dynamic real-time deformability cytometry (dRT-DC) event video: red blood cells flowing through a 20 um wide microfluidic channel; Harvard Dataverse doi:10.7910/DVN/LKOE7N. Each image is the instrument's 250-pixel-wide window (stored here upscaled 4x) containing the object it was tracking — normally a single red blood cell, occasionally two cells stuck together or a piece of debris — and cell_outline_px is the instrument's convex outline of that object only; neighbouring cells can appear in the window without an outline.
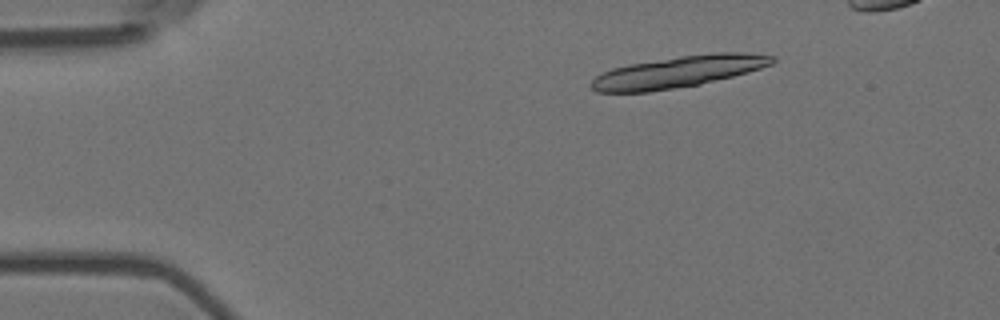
{"species": "Egyptian fruit bat (a non-hibernating species)", "species_latin": "Rousettus aegyptiacus", "temperature_condition": "room temperature", "stored_images_in_passage": 6, "camera_frame_rate_fps": 3000, "um_per_image_px": 0.085, "animal": {"sex": "female"}, "frame": {"image": 1, "passage_image": 3, "time_ms": 0.667, "image_size_px": [1000, 320], "cell_outline_px": [[776, 60], [772, 64], [748, 72], [700, 84], [648, 92], [596, 92], [588, 84], [600, 72], [612, 68], [628, 64], [680, 56], [712, 52], [744, 52], [776, 56]], "centroid_in_image_um": [57.63, 6.09], "position_along_channel_um": 27.4, "area_um2": 33.35}}